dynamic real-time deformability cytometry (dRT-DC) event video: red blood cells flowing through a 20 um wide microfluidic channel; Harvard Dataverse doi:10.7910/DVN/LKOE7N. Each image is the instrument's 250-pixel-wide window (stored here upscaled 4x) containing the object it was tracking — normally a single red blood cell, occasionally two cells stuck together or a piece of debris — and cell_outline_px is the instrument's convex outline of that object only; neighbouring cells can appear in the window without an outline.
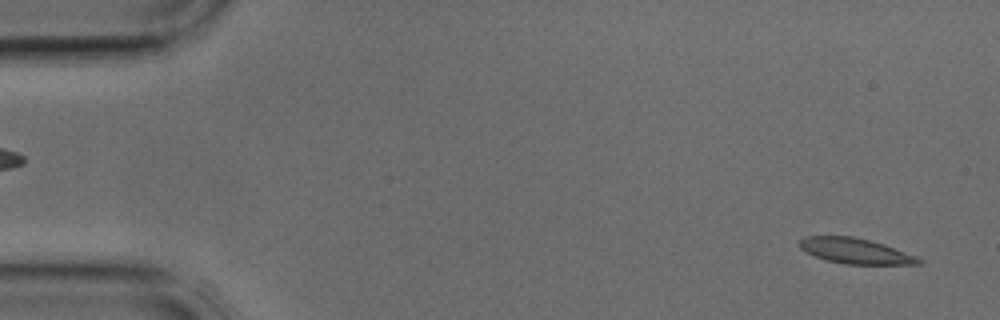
{"species": "common noctule bat (a hibernating species)", "species_latin": "Nyctalus noctula", "temperature_condition": "cold", "stored_images_in_passage": 4, "segment_of_instrument_passage": [2, 2], "camera_frame_rate_fps": 3000, "um_per_image_px": 0.085, "animal": {"sex": "male", "body_mass_g": 17.9, "forearm_length_mm": 54.2}, "frame": {"image": 1, "passage_image": 4, "time_ms": 1.0, "image_size_px": [1000, 320], "cell_outline_px": [[924, 260], [920, 264], [844, 264], [824, 260], [804, 252], [800, 248], [800, 240], [804, 236], [852, 236], [884, 244], [916, 256]], "centroid_in_image_um": [72.67, 21.34], "position_along_channel_um": 12.3, "area_um2": 17.69}}